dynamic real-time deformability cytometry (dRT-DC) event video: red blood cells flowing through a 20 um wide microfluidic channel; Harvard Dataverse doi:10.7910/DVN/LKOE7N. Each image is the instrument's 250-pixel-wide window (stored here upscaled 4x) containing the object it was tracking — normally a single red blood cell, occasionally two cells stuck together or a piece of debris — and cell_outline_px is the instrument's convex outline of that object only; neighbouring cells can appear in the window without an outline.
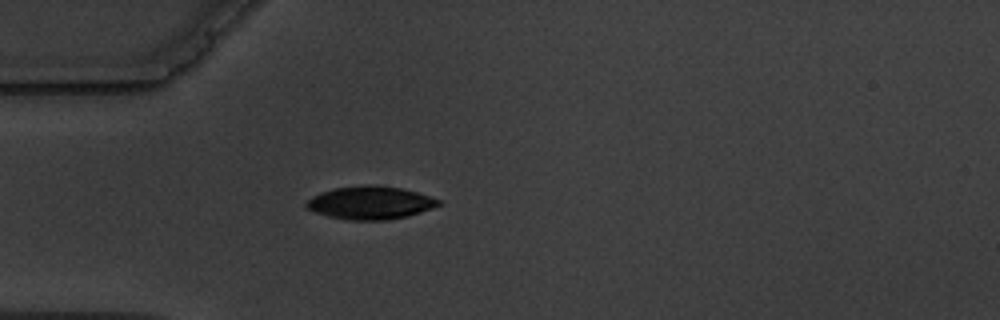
{"species": "common noctule bat (a hibernating species)", "species_latin": "Nyctalus noctula", "temperature_condition": "warm", "stored_images_in_passage": 1, "camera_frame_rate_fps": 3000, "um_per_image_px": 0.085, "animal": {"sex": "male", "body_mass_g": 19.5, "forearm_length_mm": 54.6}, "frame": {"image": 1, "passage_image": 1, "time_ms": 0.0, "image_size_px": [1000, 320], "cell_outline_px": [[440, 204], [432, 208], [408, 216], [388, 220], [348, 220], [328, 216], [316, 212], [308, 208], [304, 204], [312, 196], [320, 192], [336, 188], [368, 184], [376, 184], [400, 188], [416, 192], [440, 200]], "centroid_in_image_um": [31.46, 17.23], "position_along_channel_um": 53.5, "area_um2": 25.32}}